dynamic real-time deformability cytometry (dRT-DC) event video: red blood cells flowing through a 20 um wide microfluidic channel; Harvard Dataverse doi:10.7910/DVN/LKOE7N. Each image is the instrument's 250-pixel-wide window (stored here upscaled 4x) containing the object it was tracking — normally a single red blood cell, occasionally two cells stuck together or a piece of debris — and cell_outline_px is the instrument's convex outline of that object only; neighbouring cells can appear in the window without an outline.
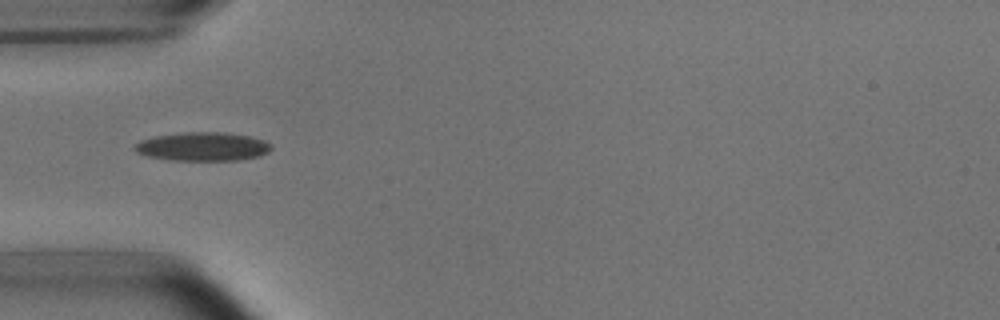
{"species": "common noctule bat (a hibernating species)", "species_latin": "Nyctalus noctula", "temperature_condition": "room temperature", "stored_images_in_passage": 2, "camera_frame_rate_fps": 3000, "um_per_image_px": 0.085, "animal": {"sex": "male", "body_mass_g": 15.6}, "frame": {"image": 1, "passage_image": 1, "time_ms": 0.0, "image_size_px": [1000, 320], "cell_outline_px": [[272, 148], [268, 152], [260, 156], [236, 160], [168, 160], [148, 156], [136, 152], [132, 148], [140, 140], [156, 136], [184, 132], [224, 132], [248, 136], [264, 140], [272, 144]], "centroid_in_image_um": [17.23, 12.46], "position_along_channel_um": 67.8, "area_um2": 22.83}}